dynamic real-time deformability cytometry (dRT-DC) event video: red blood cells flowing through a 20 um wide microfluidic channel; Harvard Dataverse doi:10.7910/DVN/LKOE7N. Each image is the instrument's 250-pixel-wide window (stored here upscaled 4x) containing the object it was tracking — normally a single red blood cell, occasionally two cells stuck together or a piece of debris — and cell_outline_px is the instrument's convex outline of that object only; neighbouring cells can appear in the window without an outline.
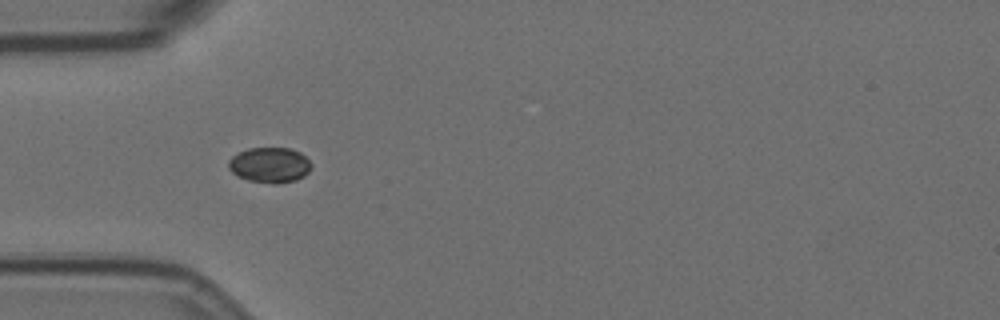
{"species": "Egyptian fruit bat (a non-hibernating species)", "species_latin": "Rousettus aegyptiacus", "temperature_condition": "room temperature", "stored_images_in_passage": 24, "camera_frame_rate_fps": 3000, "um_per_image_px": 0.085, "animal": {"sex": "female"}, "frame": {"image": 1, "passage_image": 17, "time_ms": 5.333, "image_size_px": [1000, 320], "cell_outline_px": [[312, 168], [304, 176], [296, 180], [276, 184], [272, 184], [248, 180], [232, 172], [228, 168], [228, 160], [232, 156], [248, 148], [292, 148], [300, 152], [312, 164]], "centroid_in_image_um": [22.94, 14.02], "position_along_channel_um": 62.1, "area_um2": 17.11}}
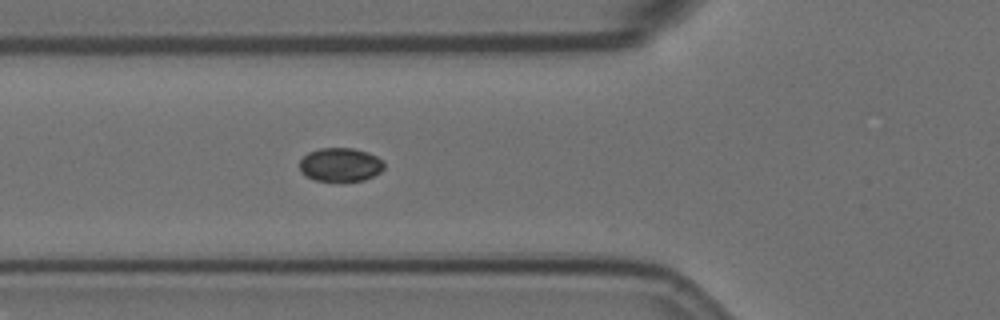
{"frame": {"image": 2, "passage_image": 20, "time_ms": 6.333, "image_size_px": [1000, 320], "cell_outline_px": [[384, 168], [380, 172], [364, 180], [344, 184], [312, 180], [304, 176], [300, 172], [300, 160], [308, 152], [320, 148], [352, 148], [368, 152], [384, 160]], "centroid_in_image_um": [28.92, 14.05], "position_along_channel_um": 96.9, "area_um2": 17.34}}
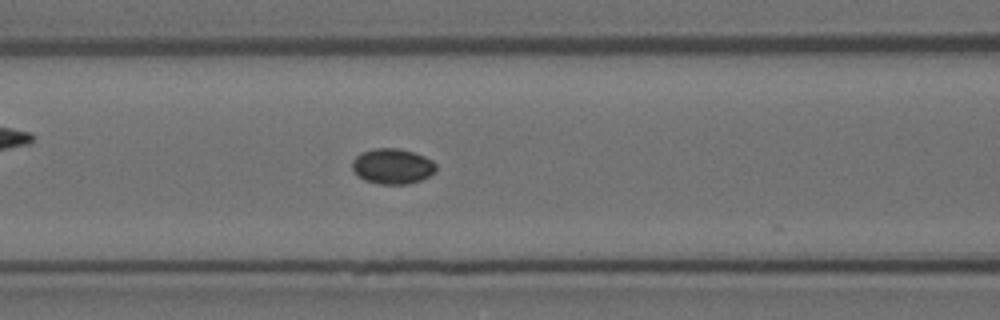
{"frame": {"image": 3, "passage_image": 23, "time_ms": 7.333, "image_size_px": [1000, 320], "cell_outline_px": [[436, 172], [420, 180], [408, 184], [380, 184], [364, 180], [352, 168], [352, 160], [360, 152], [376, 148], [396, 148], [412, 152], [424, 156], [432, 160], [436, 164]], "centroid_in_image_um": [33.36, 14.13], "position_along_channel_um": 133.2, "area_um2": 17.22}}